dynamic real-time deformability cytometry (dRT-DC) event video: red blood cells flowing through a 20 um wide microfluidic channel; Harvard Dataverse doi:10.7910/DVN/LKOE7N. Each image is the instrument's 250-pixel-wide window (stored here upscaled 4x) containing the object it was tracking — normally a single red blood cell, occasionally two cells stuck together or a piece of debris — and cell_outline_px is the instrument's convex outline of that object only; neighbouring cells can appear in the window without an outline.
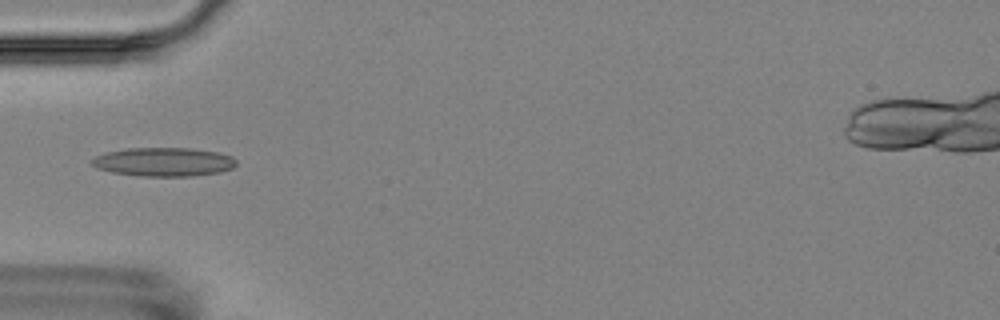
{"species": "Egyptian fruit bat (a non-hibernating species)", "species_latin": "Rousettus aegyptiacus", "temperature_condition": "room temperature", "stored_images_in_passage": 5, "camera_frame_rate_fps": 3000, "um_per_image_px": 0.085, "animal": {"sex": "female"}, "frame": {"image": 1, "passage_image": 5, "time_ms": 5.333, "image_size_px": [1000, 320], "cell_outline_px": [[236, 164], [232, 168], [220, 172], [192, 176], [144, 176], [112, 172], [96, 168], [88, 164], [88, 160], [96, 156], [108, 152], [128, 148], [192, 148], [216, 152], [232, 156], [236, 160]], "centroid_in_image_um": [13.88, 13.76], "position_along_channel_um": 71.1, "area_um2": 24.28}}